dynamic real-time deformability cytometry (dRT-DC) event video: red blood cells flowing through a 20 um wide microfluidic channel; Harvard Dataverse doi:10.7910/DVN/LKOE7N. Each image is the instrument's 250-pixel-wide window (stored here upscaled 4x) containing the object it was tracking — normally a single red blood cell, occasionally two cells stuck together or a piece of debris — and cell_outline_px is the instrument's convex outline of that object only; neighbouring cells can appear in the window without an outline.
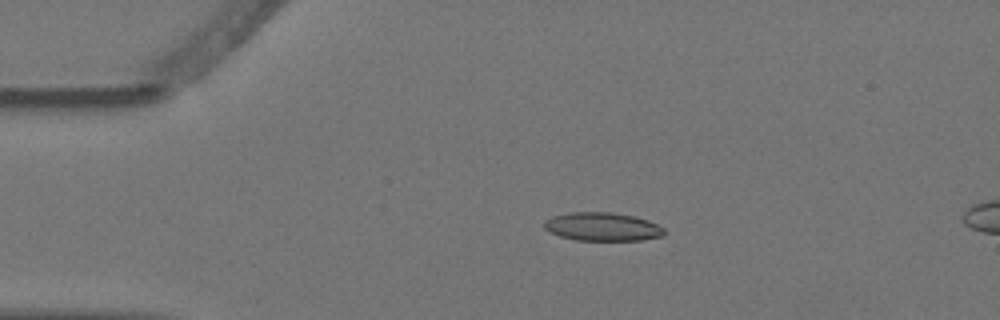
{"species": "Egyptian fruit bat (a non-hibernating species)", "species_latin": "Rousettus aegyptiacus", "temperature_condition": "warm", "stored_images_in_passage": 6, "camera_frame_rate_fps": 3000, "um_per_image_px": 0.085, "animal": {"sex": "female"}, "frame": {"image": 1, "passage_image": 3, "time_ms": 0.667, "image_size_px": [1000, 320], "cell_outline_px": [[664, 236], [640, 240], [576, 240], [560, 236], [548, 232], [544, 228], [544, 220], [552, 216], [568, 212], [608, 212], [632, 216], [648, 220], [664, 228]], "centroid_in_image_um": [51.16, 19.27], "position_along_channel_um": 33.8, "area_um2": 19.88}}